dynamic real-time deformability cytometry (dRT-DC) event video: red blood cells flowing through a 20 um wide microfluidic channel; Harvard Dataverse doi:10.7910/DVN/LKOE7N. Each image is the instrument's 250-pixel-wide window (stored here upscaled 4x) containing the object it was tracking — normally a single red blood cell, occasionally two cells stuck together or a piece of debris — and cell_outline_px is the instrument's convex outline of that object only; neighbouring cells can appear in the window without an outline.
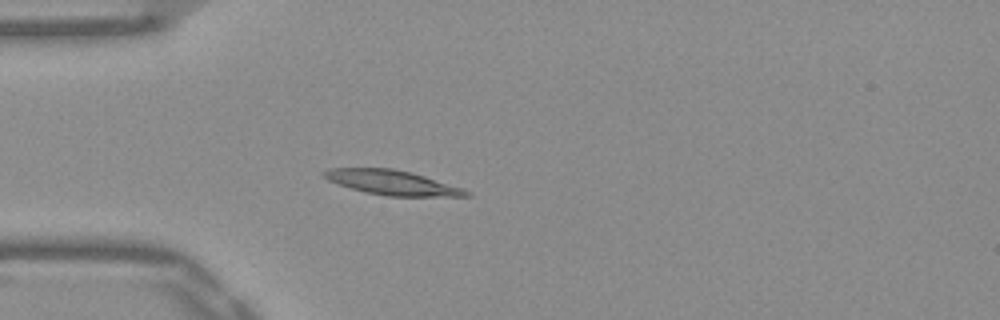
{"species": "Egyptian fruit bat (a non-hibernating species)", "species_latin": "Rousettus aegyptiacus", "temperature_condition": "warm", "stored_images_in_passage": 36, "camera_frame_rate_fps": 3000, "um_per_image_px": 0.085, "frame": {"image": 1, "passage_image": 1, "time_ms": 0.0, "image_size_px": [1000, 320], "cell_outline_px": [[472, 196], [388, 196], [364, 192], [328, 180], [320, 172], [328, 168], [392, 168], [412, 172], [464, 188]], "centroid_in_image_um": [33.33, 15.51], "position_along_channel_um": 51.7, "area_um2": 20.35}}
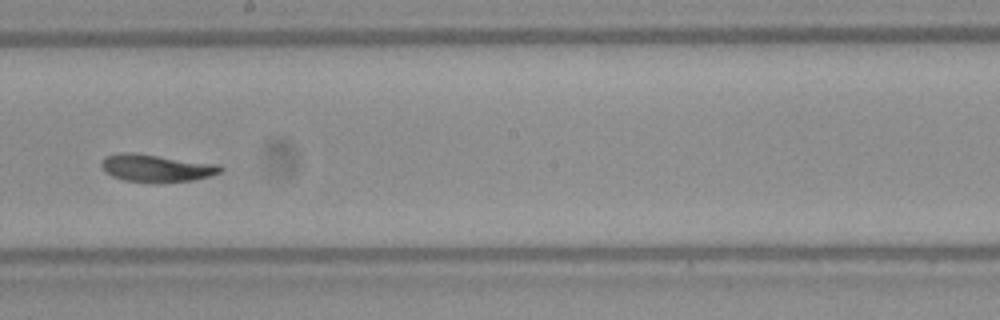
{"frame": {"image": 2, "passage_image": 16, "time_ms": 5.0, "image_size_px": [1000, 320], "cell_outline_px": [[224, 168], [220, 172], [208, 176], [192, 180], [156, 184], [152, 184], [124, 180], [112, 176], [100, 164], [100, 160], [104, 156], [120, 152], [132, 152], [220, 164]], "centroid_in_image_um": [13.27, 14.29], "position_along_channel_um": 234.9, "area_um2": 19.42}}
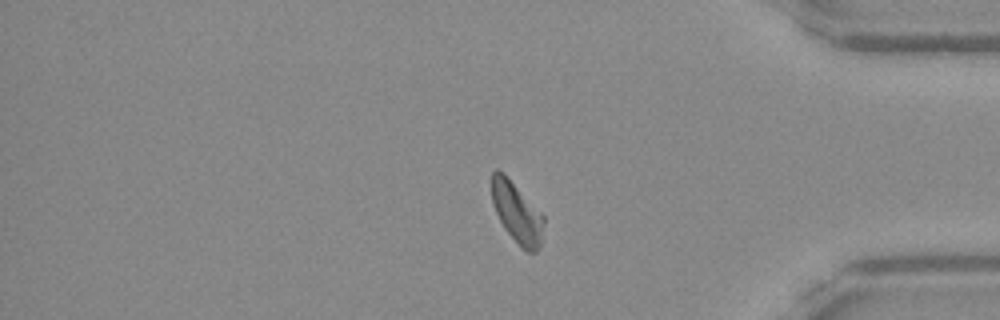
{"frame": {"image": 3, "passage_image": 30, "time_ms": 9.667, "image_size_px": [1000, 320], "cell_outline_px": [[544, 224], [540, 244], [536, 252], [528, 252], [520, 248], [504, 228], [492, 204], [492, 172], [496, 168], [504, 172], [544, 216]], "centroid_in_image_um": [43.93, 18.07], "position_along_channel_um": 391.3, "area_um2": 18.38}, "authors_computed_cell_mechanics": {"area_um2": 18.6983, "velocity_mm_per_s": 3.8615, "shape_relaxation_time_tau1_ms": 4.3737, "shape_relaxation_time_tau2_ms": 4.0202, "deformation_change_tau1": 0.1445, "deformation_change_tau2": 0.0866}}